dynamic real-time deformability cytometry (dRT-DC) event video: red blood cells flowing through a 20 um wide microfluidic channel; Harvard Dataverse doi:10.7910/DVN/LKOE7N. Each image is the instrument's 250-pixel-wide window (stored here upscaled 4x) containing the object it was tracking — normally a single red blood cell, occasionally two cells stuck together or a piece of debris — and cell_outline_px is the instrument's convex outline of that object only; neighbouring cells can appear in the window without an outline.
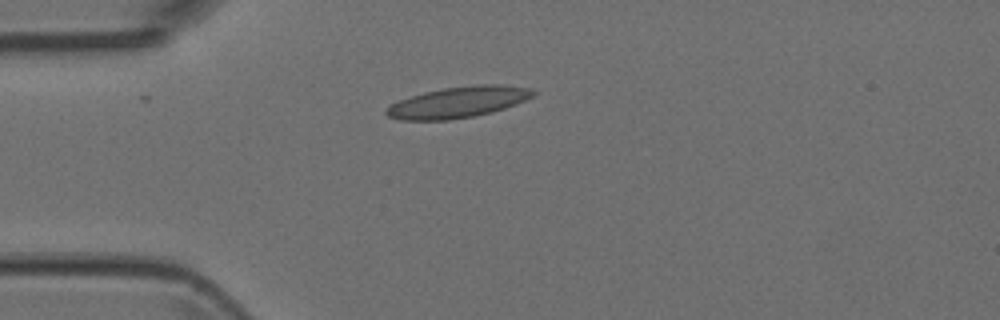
{"species": "Egyptian fruit bat (a non-hibernating species)", "species_latin": "Rousettus aegyptiacus", "temperature_condition": "room temperature", "stored_images_in_passage": 1, "camera_frame_rate_fps": 3000, "um_per_image_px": 0.085, "animal": {"sex": "female"}, "frame": {"image": 1, "passage_image": 1, "time_ms": 0.0, "image_size_px": [1000, 320], "cell_outline_px": [[536, 92], [532, 96], [516, 104], [492, 112], [472, 116], [448, 120], [400, 120], [388, 116], [384, 112], [392, 104], [400, 100], [424, 92], [444, 88], [476, 84], [500, 84], [532, 88]], "centroid_in_image_um": [38.97, 8.68], "position_along_channel_um": 46.0, "area_um2": 26.36}}